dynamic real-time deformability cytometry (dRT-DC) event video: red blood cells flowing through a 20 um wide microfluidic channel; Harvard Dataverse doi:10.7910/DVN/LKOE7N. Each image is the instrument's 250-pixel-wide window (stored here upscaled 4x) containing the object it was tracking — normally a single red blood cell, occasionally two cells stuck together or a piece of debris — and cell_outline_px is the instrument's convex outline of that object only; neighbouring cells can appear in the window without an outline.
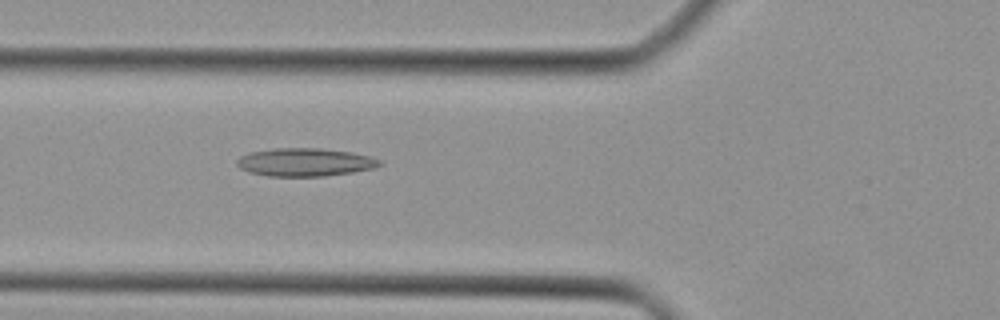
{"species": "Egyptian fruit bat (a non-hibernating species)", "species_latin": "Rousettus aegyptiacus", "temperature_condition": "cold", "stored_images_in_passage": 44, "camera_frame_rate_fps": 3000, "um_per_image_px": 0.085, "animal": {"sex": "female"}, "frame": {"image": 1, "passage_image": 16, "time_ms": 5.0, "image_size_px": [1000, 320], "cell_outline_px": [[384, 164], [376, 168], [352, 172], [324, 176], [268, 176], [248, 172], [240, 168], [236, 164], [236, 160], [240, 156], [248, 152], [276, 148], [320, 148], [352, 152], [368, 156], [380, 160]], "centroid_in_image_um": [25.91, 13.78], "position_along_channel_um": 99.9, "area_um2": 23.52}}
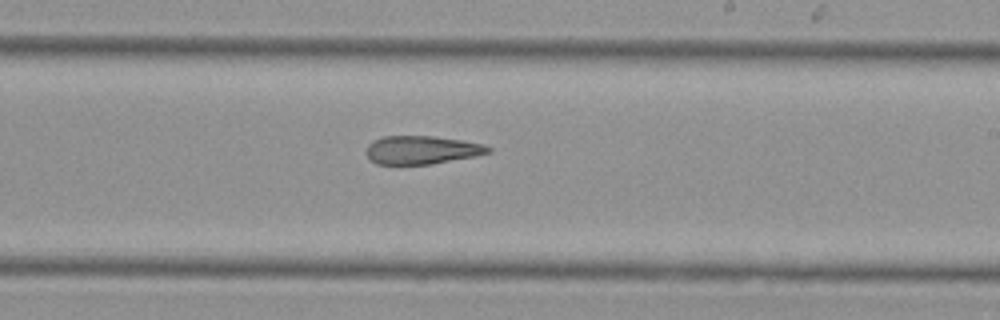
{"frame": {"image": 2, "passage_image": 26, "time_ms": 8.333, "image_size_px": [1000, 320], "cell_outline_px": [[492, 152], [476, 156], [432, 164], [376, 164], [368, 160], [368, 144], [372, 140], [384, 136], [432, 136], [460, 140], [484, 144], [492, 148]], "centroid_in_image_um": [35.86, 12.75], "position_along_channel_um": 253.1, "area_um2": 20.17}}
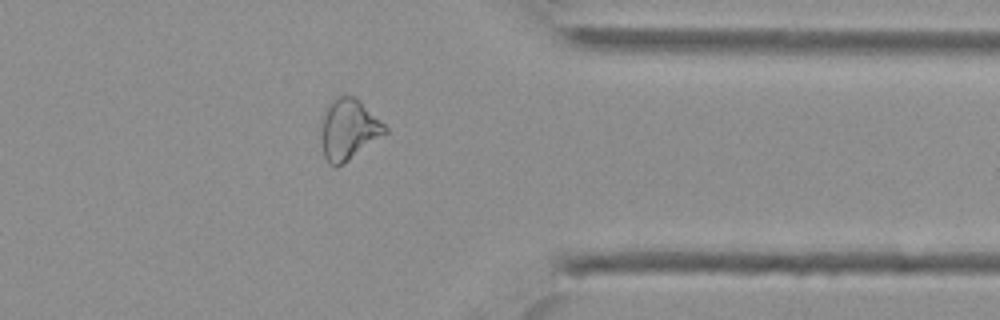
{"frame": {"image": 3, "passage_image": 35, "time_ms": 11.333, "image_size_px": [1000, 320], "cell_outline_px": [[388, 132], [344, 164], [336, 168], [328, 164], [324, 156], [324, 116], [328, 104], [332, 96], [356, 96], [388, 128]], "centroid_in_image_um": [29.68, 11.0], "position_along_channel_um": 381.7, "area_um2": 22.25}}